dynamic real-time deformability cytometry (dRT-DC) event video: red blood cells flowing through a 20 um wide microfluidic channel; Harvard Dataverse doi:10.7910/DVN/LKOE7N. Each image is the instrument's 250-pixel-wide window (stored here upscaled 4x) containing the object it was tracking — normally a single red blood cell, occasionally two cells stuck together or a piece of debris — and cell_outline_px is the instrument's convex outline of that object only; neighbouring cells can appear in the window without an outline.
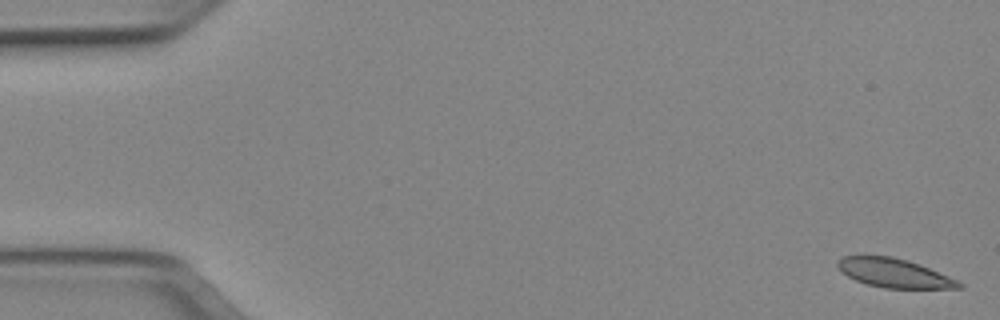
{"species": "Egyptian fruit bat (a non-hibernating species)", "species_latin": "Rousettus aegyptiacus", "temperature_condition": "cold", "stored_images_in_passage": 16, "camera_frame_rate_fps": 3000, "um_per_image_px": 0.085, "animal": {"sex": "female"}, "frame": {"image": 1, "passage_image": 1, "time_ms": 0.0, "image_size_px": [1000, 320], "cell_outline_px": [[964, 288], [884, 288], [868, 284], [856, 280], [840, 272], [836, 264], [844, 256], [892, 256], [920, 264], [960, 280], [964, 284]], "centroid_in_image_um": [76.06, 23.22], "position_along_channel_um": 8.9, "area_um2": 20.46}}